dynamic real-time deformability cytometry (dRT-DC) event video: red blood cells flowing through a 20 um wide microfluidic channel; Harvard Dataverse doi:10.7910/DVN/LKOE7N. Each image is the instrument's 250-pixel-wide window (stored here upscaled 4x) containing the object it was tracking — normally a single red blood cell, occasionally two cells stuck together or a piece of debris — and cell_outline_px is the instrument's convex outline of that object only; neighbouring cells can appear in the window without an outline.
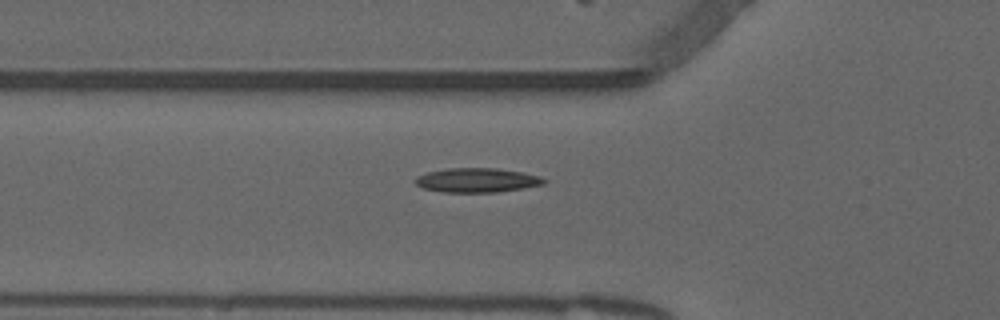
{"species": "common noctule bat (a hibernating species)", "species_latin": "Nyctalus noctula", "temperature_condition": "warm", "stored_images_in_passage": 34, "camera_frame_rate_fps": 3000, "um_per_image_px": 0.085, "animal": {"sex": "male", "forearm_length_mm": 52.5}, "frame": {"image": 1, "passage_image": 2, "time_ms": 0.333, "image_size_px": [1000, 320], "cell_outline_px": [[548, 180], [544, 184], [524, 188], [496, 192], [440, 192], [424, 188], [416, 184], [416, 176], [428, 172], [448, 168], [496, 168], [524, 172], [540, 176]], "centroid_in_image_um": [40.58, 15.31], "position_along_channel_um": 85.2, "area_um2": 18.26}}
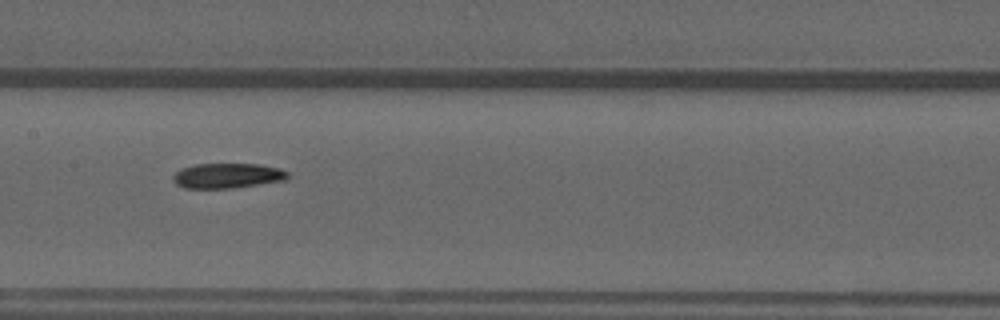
{"frame": {"image": 2, "passage_image": 10, "time_ms": 3.0, "image_size_px": [1000, 320], "cell_outline_px": [[288, 176], [284, 180], [232, 188], [184, 188], [176, 184], [172, 180], [172, 176], [180, 168], [196, 164], [260, 164], [280, 168], [288, 172]], "centroid_in_image_um": [19.29, 14.93], "position_along_channel_um": 188.1, "area_um2": 16.7}}
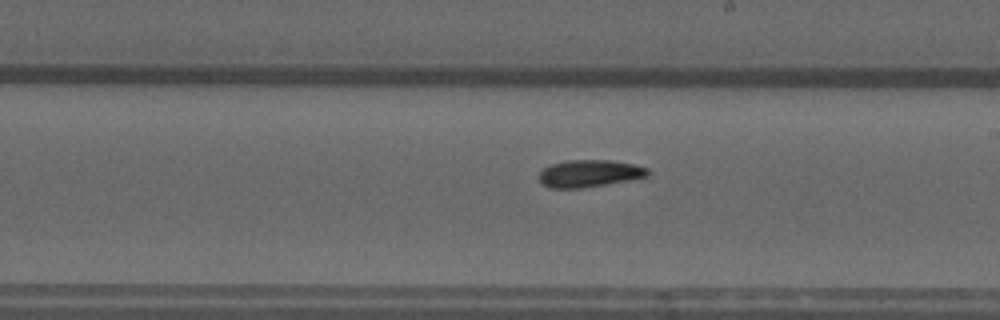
{"frame": {"image": 3, "passage_image": 14, "time_ms": 4.333, "image_size_px": [1000, 320], "cell_outline_px": [[648, 176], [628, 180], [580, 188], [552, 188], [544, 184], [540, 180], [540, 172], [544, 168], [552, 164], [568, 160], [608, 160], [632, 164], [648, 168]], "centroid_in_image_um": [50.09, 14.74], "position_along_channel_um": 238.9, "area_um2": 16.82}}